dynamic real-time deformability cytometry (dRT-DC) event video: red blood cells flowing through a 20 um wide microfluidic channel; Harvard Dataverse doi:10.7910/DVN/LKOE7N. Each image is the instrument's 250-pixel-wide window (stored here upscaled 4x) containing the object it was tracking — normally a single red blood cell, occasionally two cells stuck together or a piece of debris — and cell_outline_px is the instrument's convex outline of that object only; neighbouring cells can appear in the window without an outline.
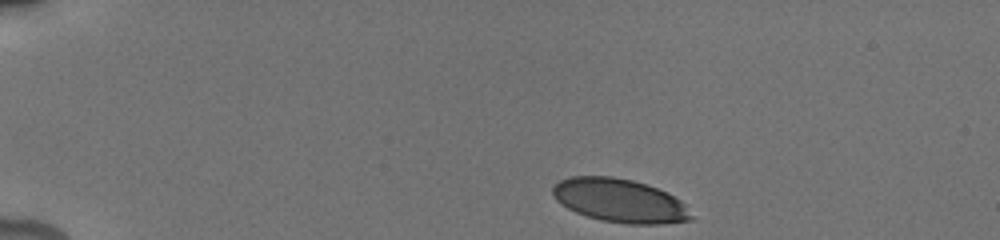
{"species": "human", "species_latin": "Homo sapiens", "temperature_condition": "cold", "stored_images_in_passage": 35, "camera_frame_rate_fps": 3000, "um_per_image_px": 0.085, "donor": {"sex": "male"}, "frame": {"image": 1, "passage_image": 1, "time_ms": 0.0, "image_size_px": [1000, 240], "cell_outline_px": [[692, 220], [656, 224], [628, 224], [600, 220], [576, 212], [568, 208], [556, 200], [552, 196], [552, 188], [560, 180], [568, 176], [612, 176], [632, 180], [656, 188], [680, 200], [684, 204], [692, 216]], "centroid_in_image_um": [52.63, 17.05], "position_along_channel_um": 32.4, "area_um2": 34.85}}
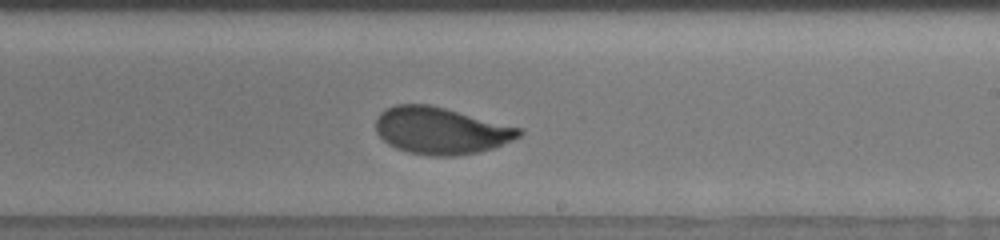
{"frame": {"image": 2, "passage_image": 22, "time_ms": 8.0, "image_size_px": [1000, 240], "cell_outline_px": [[524, 132], [520, 136], [496, 148], [456, 156], [432, 156], [408, 152], [396, 148], [388, 144], [376, 132], [376, 120], [380, 112], [384, 108], [396, 104], [428, 104], [524, 128]], "centroid_in_image_um": [37.49, 11.1], "position_along_channel_um": 251.5, "area_um2": 39.36}}
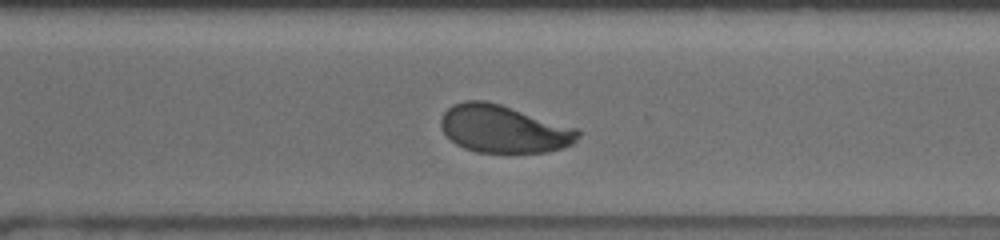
{"frame": {"image": 3, "passage_image": 27, "time_ms": 10.0, "image_size_px": [1000, 240], "cell_outline_px": [[580, 136], [572, 144], [548, 152], [476, 152], [464, 148], [456, 144], [444, 132], [440, 124], [440, 120], [444, 112], [452, 104], [464, 100], [484, 100], [500, 104], [576, 128], [580, 132]], "centroid_in_image_um": [42.78, 10.95], "position_along_channel_um": 327.8, "area_um2": 37.8}, "authors_computed_cell_mechanics": {"area_um2": 38.6682, "velocity_mm_per_s": 3.8135, "shape_relaxation_time_tau1_ms": 2.8764, "shape_relaxation_time_tau2_ms": null, "deformation_change_tau1": 0.1318, "deformation_change_tau2": null}}